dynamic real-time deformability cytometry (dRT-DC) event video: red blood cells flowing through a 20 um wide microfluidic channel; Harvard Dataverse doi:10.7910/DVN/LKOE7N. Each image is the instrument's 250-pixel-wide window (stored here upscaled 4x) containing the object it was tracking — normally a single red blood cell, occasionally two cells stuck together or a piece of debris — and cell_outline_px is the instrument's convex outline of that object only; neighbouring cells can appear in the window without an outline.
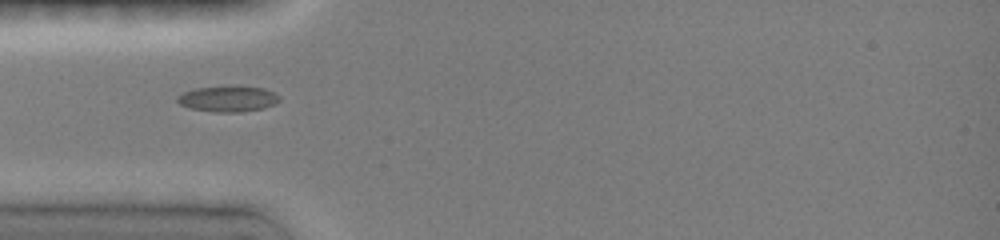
{"species": "common noctule bat (a hibernating species)", "species_latin": "Nyctalus noctula", "temperature_condition": "room temperature", "stored_images_in_passage": 35, "camera_frame_rate_fps": 3000, "um_per_image_px": 0.085, "animal": {"sex": "female", "body_mass_g": 19.0, "forearm_length_mm": 51.5}, "frame": {"image": 1, "passage_image": 1, "time_ms": 0.0, "image_size_px": [1000, 240], "cell_outline_px": [[280, 100], [276, 104], [264, 108], [240, 112], [212, 112], [188, 108], [180, 104], [176, 100], [176, 96], [184, 92], [200, 88], [264, 88], [280, 96]], "centroid_in_image_um": [19.37, 8.45], "position_along_channel_um": 65.6, "area_um2": 14.85}}
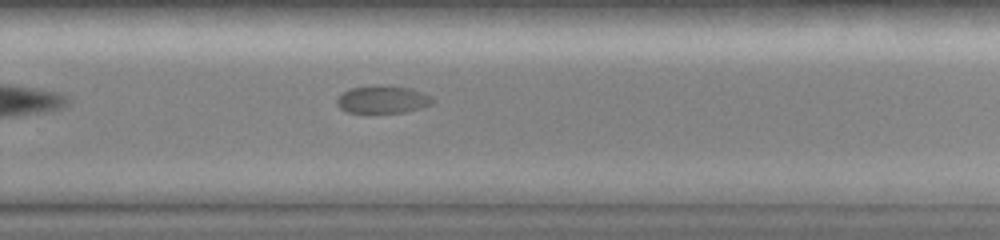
{"frame": {"image": 2, "passage_image": 19, "time_ms": 6.0, "image_size_px": [1000, 240], "cell_outline_px": [[432, 104], [420, 108], [404, 112], [348, 112], [340, 108], [336, 104], [336, 100], [344, 92], [352, 88], [412, 88], [432, 96]], "centroid_in_image_um": [32.55, 8.5], "position_along_channel_um": 297.3, "area_um2": 14.45}}
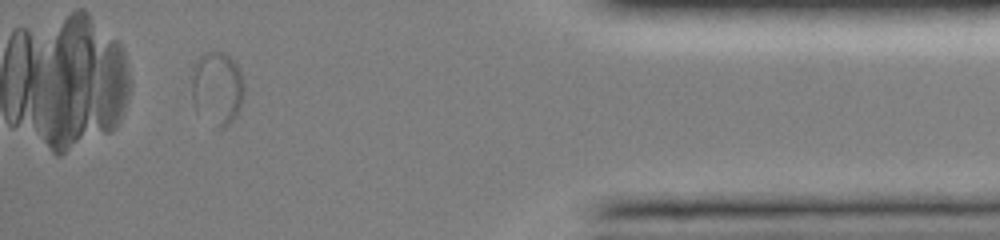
{"frame": {"image": 3, "passage_image": 31, "time_ms": 10.0, "image_size_px": [1000, 240], "cell_outline_px": [[244, 92], [240, 104], [232, 120], [228, 124], [220, 128], [216, 128], [192, 100], [192, 80], [196, 60], [200, 56], [208, 52], [224, 52], [236, 64], [240, 72], [244, 88]], "centroid_in_image_um": [18.47, 7.45], "position_along_channel_um": 416.7, "area_um2": 21.44}}